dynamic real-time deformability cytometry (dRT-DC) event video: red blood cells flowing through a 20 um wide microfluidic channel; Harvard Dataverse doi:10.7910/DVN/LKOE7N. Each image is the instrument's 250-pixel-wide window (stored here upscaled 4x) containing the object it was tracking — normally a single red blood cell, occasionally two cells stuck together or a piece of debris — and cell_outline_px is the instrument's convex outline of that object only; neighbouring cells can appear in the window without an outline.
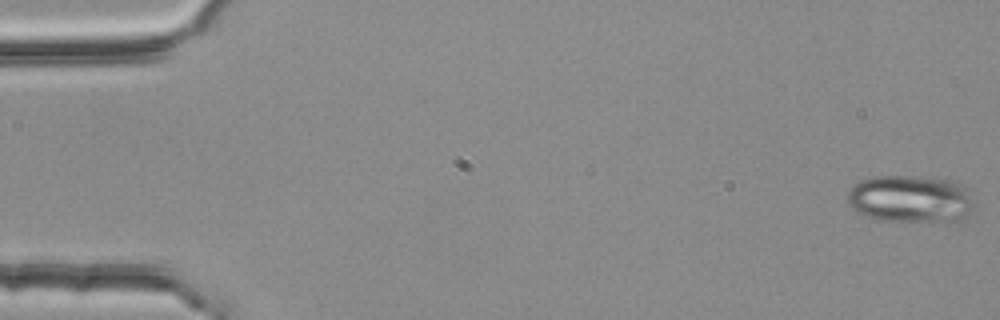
{"species": "common noctule bat (a hibernating species)", "species_latin": "Nyctalus noctula", "temperature_condition": "room temperature", "stored_images_in_passage": 5, "segment_of_instrument_passage": [1, 2], "camera_frame_rate_fps": 3000, "um_per_image_px": 0.085, "animal": {"sex": "female", "body_mass_g": 25.1}, "frame": {"image": 1, "passage_image": 1, "time_ms": 0.0, "image_size_px": [1000, 320], "cell_outline_px": [[972, 208], [956, 224], [872, 220], [864, 216], [852, 208], [848, 200], [848, 192], [860, 180], [872, 176], [920, 176], [948, 180], [960, 184], [968, 188], [972, 204]], "centroid_in_image_um": [77.4, 16.95], "position_along_channel_um": 7.6, "area_um2": 35.78}}